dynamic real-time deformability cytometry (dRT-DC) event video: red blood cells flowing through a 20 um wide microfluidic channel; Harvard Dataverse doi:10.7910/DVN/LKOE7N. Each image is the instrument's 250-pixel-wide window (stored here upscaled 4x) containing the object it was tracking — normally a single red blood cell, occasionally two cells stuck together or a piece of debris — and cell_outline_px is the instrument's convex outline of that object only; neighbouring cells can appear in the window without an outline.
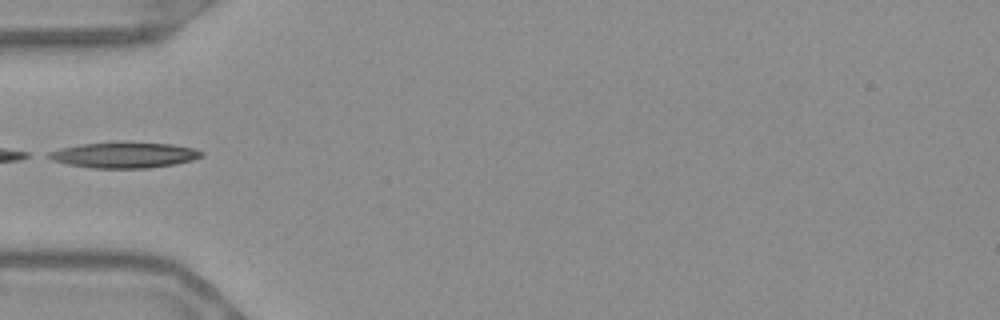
{"species": "Egyptian fruit bat (a non-hibernating species)", "species_latin": "Rousettus aegyptiacus", "temperature_condition": "warm", "stored_images_in_passage": 14, "camera_frame_rate_fps": 3000, "um_per_image_px": 0.085, "frame": {"image": 1, "passage_image": 1, "time_ms": 0.0, "image_size_px": [1000, 320], "cell_outline_px": [[204, 156], [192, 160], [176, 164], [148, 168], [92, 168], [68, 164], [52, 160], [44, 156], [48, 152], [60, 148], [80, 144], [172, 144], [192, 148], [204, 152]], "centroid_in_image_um": [10.54, 13.21], "position_along_channel_um": 74.5, "area_um2": 22.25}}
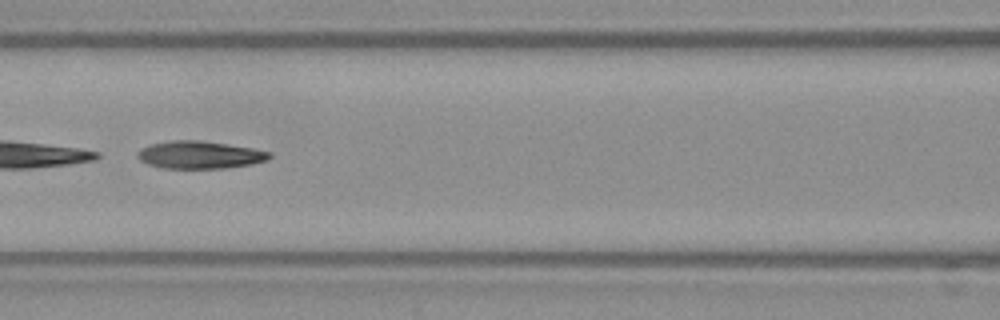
{"frame": {"image": 2, "passage_image": 7, "time_ms": 2.0, "image_size_px": [1000, 320], "cell_outline_px": [[272, 156], [264, 160], [252, 164], [224, 168], [160, 168], [148, 164], [140, 160], [136, 156], [136, 152], [140, 148], [148, 144], [168, 140], [196, 140], [252, 148], [272, 152]], "centroid_in_image_um": [16.9, 13.16], "position_along_channel_um": 149.7, "area_um2": 21.21}}